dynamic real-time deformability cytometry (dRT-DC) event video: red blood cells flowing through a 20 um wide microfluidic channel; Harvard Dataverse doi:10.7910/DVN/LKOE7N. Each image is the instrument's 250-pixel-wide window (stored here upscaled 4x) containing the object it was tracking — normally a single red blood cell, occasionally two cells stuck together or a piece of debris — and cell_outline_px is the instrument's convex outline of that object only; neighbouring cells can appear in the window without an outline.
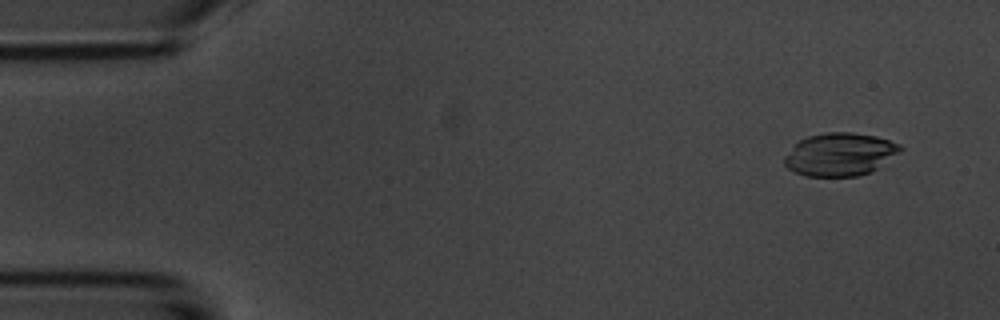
{"species": "common noctule bat (a hibernating species)", "species_latin": "Nyctalus noctula", "temperature_condition": "room temperature", "stored_images_in_passage": 4, "camera_frame_rate_fps": 3000, "um_per_image_px": 0.085, "animal": {"sex": "male", "body_mass_g": 20.1, "forearm_length_mm": 53.5}, "frame": {"image": 1, "passage_image": 1, "time_ms": 0.0, "image_size_px": [1000, 320], "cell_outline_px": [[904, 148], [900, 152], [872, 172], [860, 176], [808, 176], [796, 172], [788, 168], [784, 164], [784, 156], [800, 140], [808, 136], [828, 132], [852, 132], [876, 136], [900, 144]], "centroid_in_image_um": [71.42, 13.12], "position_along_channel_um": 13.6, "area_um2": 28.96}}